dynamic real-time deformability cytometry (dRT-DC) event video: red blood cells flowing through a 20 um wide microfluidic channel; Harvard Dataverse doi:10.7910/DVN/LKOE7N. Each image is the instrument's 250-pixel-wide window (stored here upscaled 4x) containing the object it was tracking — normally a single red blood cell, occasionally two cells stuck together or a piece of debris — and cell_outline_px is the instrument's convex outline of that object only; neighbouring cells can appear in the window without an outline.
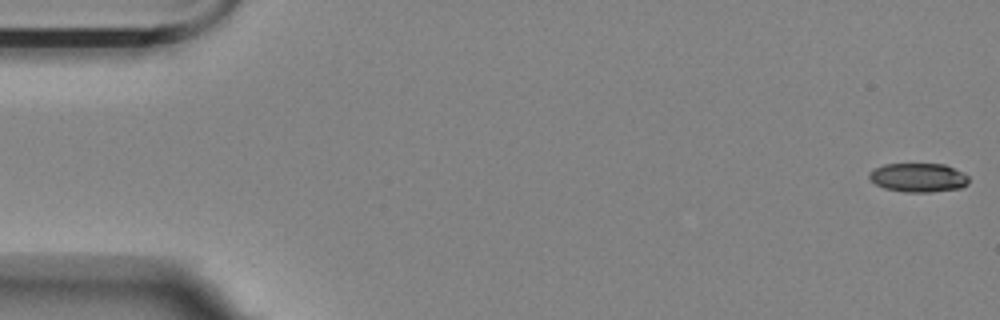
{"species": "Egyptian fruit bat (a non-hibernating species)", "species_latin": "Rousettus aegyptiacus", "temperature_condition": "room temperature", "stored_images_in_passage": 13, "camera_frame_rate_fps": 3000, "um_per_image_px": 0.085, "animal": {"sex": "female"}, "frame": {"image": 1, "passage_image": 1, "time_ms": 0.0, "image_size_px": [1000, 320], "cell_outline_px": [[968, 184], [960, 188], [932, 192], [904, 192], [884, 188], [876, 184], [868, 176], [868, 172], [884, 164], [944, 164], [964, 172], [968, 176]], "centroid_in_image_um": [78.07, 15.09], "position_along_channel_um": 6.9, "area_um2": 16.82}}